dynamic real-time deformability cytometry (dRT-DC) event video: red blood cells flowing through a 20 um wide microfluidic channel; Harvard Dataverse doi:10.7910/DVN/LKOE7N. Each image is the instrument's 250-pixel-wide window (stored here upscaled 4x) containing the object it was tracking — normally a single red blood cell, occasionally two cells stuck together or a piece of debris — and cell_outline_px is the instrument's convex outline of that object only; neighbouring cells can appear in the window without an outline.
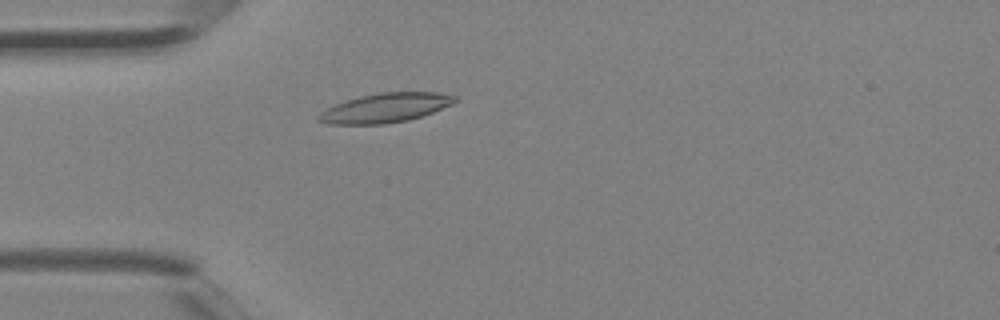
{"species": "Egyptian fruit bat (a non-hibernating species)", "species_latin": "Rousettus aegyptiacus", "temperature_condition": "room temperature", "stored_images_in_passage": 2, "camera_frame_rate_fps": 3000, "um_per_image_px": 0.085, "animal": {"sex": "female"}, "frame": {"image": 1, "passage_image": 2, "time_ms": 0.333, "image_size_px": [1000, 320], "cell_outline_px": [[460, 100], [452, 104], [432, 112], [408, 120], [384, 124], [328, 124], [316, 120], [316, 116], [320, 112], [344, 100], [360, 96], [380, 92], [436, 92], [456, 96]], "centroid_in_image_um": [32.74, 9.16], "position_along_channel_um": 52.3, "area_um2": 23.29}}